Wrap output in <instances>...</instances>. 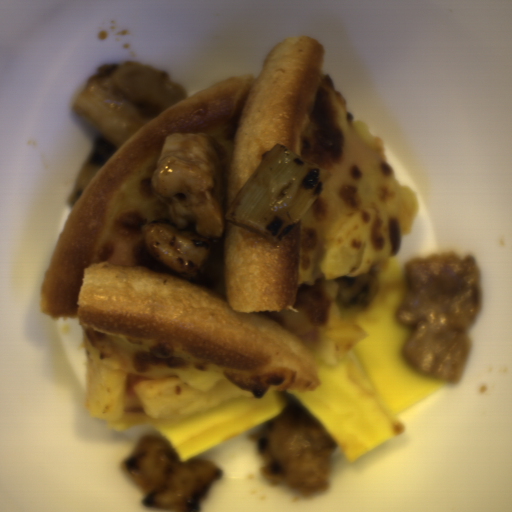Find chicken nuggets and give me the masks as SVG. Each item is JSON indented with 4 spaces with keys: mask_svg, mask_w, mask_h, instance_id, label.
<instances>
[{
    "mask_svg": "<svg viewBox=\"0 0 512 512\" xmlns=\"http://www.w3.org/2000/svg\"><path fill=\"white\" fill-rule=\"evenodd\" d=\"M228 154L204 132H168L151 178L172 219L147 223L149 257L186 281L201 282L226 230Z\"/></svg>",
    "mask_w": 512,
    "mask_h": 512,
    "instance_id": "obj_1",
    "label": "chicken nuggets"
},
{
    "mask_svg": "<svg viewBox=\"0 0 512 512\" xmlns=\"http://www.w3.org/2000/svg\"><path fill=\"white\" fill-rule=\"evenodd\" d=\"M405 267L407 289L395 315L414 329L400 349L419 372L462 386L470 364L469 328L481 306L479 261L453 249Z\"/></svg>",
    "mask_w": 512,
    "mask_h": 512,
    "instance_id": "obj_2",
    "label": "chicken nuggets"
},
{
    "mask_svg": "<svg viewBox=\"0 0 512 512\" xmlns=\"http://www.w3.org/2000/svg\"><path fill=\"white\" fill-rule=\"evenodd\" d=\"M185 99L168 71L125 61L100 65L72 110L118 149L137 130Z\"/></svg>",
    "mask_w": 512,
    "mask_h": 512,
    "instance_id": "obj_3",
    "label": "chicken nuggets"
},
{
    "mask_svg": "<svg viewBox=\"0 0 512 512\" xmlns=\"http://www.w3.org/2000/svg\"><path fill=\"white\" fill-rule=\"evenodd\" d=\"M248 435L264 460L258 468L269 480L304 497L329 487L337 446L319 419L295 397L264 429Z\"/></svg>",
    "mask_w": 512,
    "mask_h": 512,
    "instance_id": "obj_4",
    "label": "chicken nuggets"
},
{
    "mask_svg": "<svg viewBox=\"0 0 512 512\" xmlns=\"http://www.w3.org/2000/svg\"><path fill=\"white\" fill-rule=\"evenodd\" d=\"M118 469L144 494L139 502L146 508L180 512L202 511L200 499L223 475L221 467L208 459L182 462L159 433L139 435Z\"/></svg>",
    "mask_w": 512,
    "mask_h": 512,
    "instance_id": "obj_5",
    "label": "chicken nuggets"
},
{
    "mask_svg": "<svg viewBox=\"0 0 512 512\" xmlns=\"http://www.w3.org/2000/svg\"><path fill=\"white\" fill-rule=\"evenodd\" d=\"M336 282L338 303L343 309L350 306L368 308L379 292L377 275L371 268L354 276H343Z\"/></svg>",
    "mask_w": 512,
    "mask_h": 512,
    "instance_id": "obj_6",
    "label": "chicken nuggets"
}]
</instances>
